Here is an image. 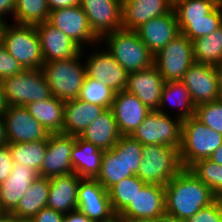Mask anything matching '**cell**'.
I'll list each match as a JSON object with an SVG mask.
<instances>
[{"mask_svg": "<svg viewBox=\"0 0 222 222\" xmlns=\"http://www.w3.org/2000/svg\"><path fill=\"white\" fill-rule=\"evenodd\" d=\"M222 25V2L207 15L206 20L191 21V24H178L179 31L194 41L207 36Z\"/></svg>", "mask_w": 222, "mask_h": 222, "instance_id": "cell-38", "label": "cell"}, {"mask_svg": "<svg viewBox=\"0 0 222 222\" xmlns=\"http://www.w3.org/2000/svg\"><path fill=\"white\" fill-rule=\"evenodd\" d=\"M39 176L32 167L14 163L8 178L0 185V205L4 212L12 213L33 181Z\"/></svg>", "mask_w": 222, "mask_h": 222, "instance_id": "cell-22", "label": "cell"}, {"mask_svg": "<svg viewBox=\"0 0 222 222\" xmlns=\"http://www.w3.org/2000/svg\"><path fill=\"white\" fill-rule=\"evenodd\" d=\"M165 187L157 184H145L136 196L118 216V222H145L164 214Z\"/></svg>", "mask_w": 222, "mask_h": 222, "instance_id": "cell-12", "label": "cell"}, {"mask_svg": "<svg viewBox=\"0 0 222 222\" xmlns=\"http://www.w3.org/2000/svg\"><path fill=\"white\" fill-rule=\"evenodd\" d=\"M78 137L99 149H112L121 137L112 109H106Z\"/></svg>", "mask_w": 222, "mask_h": 222, "instance_id": "cell-26", "label": "cell"}, {"mask_svg": "<svg viewBox=\"0 0 222 222\" xmlns=\"http://www.w3.org/2000/svg\"><path fill=\"white\" fill-rule=\"evenodd\" d=\"M185 222H222V199H217L209 206L201 208Z\"/></svg>", "mask_w": 222, "mask_h": 222, "instance_id": "cell-42", "label": "cell"}, {"mask_svg": "<svg viewBox=\"0 0 222 222\" xmlns=\"http://www.w3.org/2000/svg\"><path fill=\"white\" fill-rule=\"evenodd\" d=\"M2 42L7 52L24 69H41L44 59L41 52L40 38L33 25L5 24Z\"/></svg>", "mask_w": 222, "mask_h": 222, "instance_id": "cell-6", "label": "cell"}, {"mask_svg": "<svg viewBox=\"0 0 222 222\" xmlns=\"http://www.w3.org/2000/svg\"><path fill=\"white\" fill-rule=\"evenodd\" d=\"M47 0H16L14 20L16 24L36 26L49 17Z\"/></svg>", "mask_w": 222, "mask_h": 222, "instance_id": "cell-36", "label": "cell"}, {"mask_svg": "<svg viewBox=\"0 0 222 222\" xmlns=\"http://www.w3.org/2000/svg\"><path fill=\"white\" fill-rule=\"evenodd\" d=\"M145 222H185V220H181L165 212L164 214L153 219H149Z\"/></svg>", "mask_w": 222, "mask_h": 222, "instance_id": "cell-49", "label": "cell"}, {"mask_svg": "<svg viewBox=\"0 0 222 222\" xmlns=\"http://www.w3.org/2000/svg\"><path fill=\"white\" fill-rule=\"evenodd\" d=\"M8 106H26L52 97L51 89L41 69H23L2 80Z\"/></svg>", "mask_w": 222, "mask_h": 222, "instance_id": "cell-7", "label": "cell"}, {"mask_svg": "<svg viewBox=\"0 0 222 222\" xmlns=\"http://www.w3.org/2000/svg\"><path fill=\"white\" fill-rule=\"evenodd\" d=\"M13 215L11 213H4L0 216V222H13Z\"/></svg>", "mask_w": 222, "mask_h": 222, "instance_id": "cell-54", "label": "cell"}, {"mask_svg": "<svg viewBox=\"0 0 222 222\" xmlns=\"http://www.w3.org/2000/svg\"><path fill=\"white\" fill-rule=\"evenodd\" d=\"M24 68L6 50L3 42H0V80L18 74Z\"/></svg>", "mask_w": 222, "mask_h": 222, "instance_id": "cell-43", "label": "cell"}, {"mask_svg": "<svg viewBox=\"0 0 222 222\" xmlns=\"http://www.w3.org/2000/svg\"><path fill=\"white\" fill-rule=\"evenodd\" d=\"M167 102L177 108H181V112L178 111V117L182 120L195 115V106L190 97L189 90L180 80L166 81L163 84L161 101L157 111L164 114L162 107L165 106Z\"/></svg>", "mask_w": 222, "mask_h": 222, "instance_id": "cell-31", "label": "cell"}, {"mask_svg": "<svg viewBox=\"0 0 222 222\" xmlns=\"http://www.w3.org/2000/svg\"><path fill=\"white\" fill-rule=\"evenodd\" d=\"M222 0H178L173 10L178 24H191V21L206 20Z\"/></svg>", "mask_w": 222, "mask_h": 222, "instance_id": "cell-34", "label": "cell"}, {"mask_svg": "<svg viewBox=\"0 0 222 222\" xmlns=\"http://www.w3.org/2000/svg\"><path fill=\"white\" fill-rule=\"evenodd\" d=\"M82 177L76 173L49 178L50 188L46 207L62 214L77 209L78 188Z\"/></svg>", "mask_w": 222, "mask_h": 222, "instance_id": "cell-24", "label": "cell"}, {"mask_svg": "<svg viewBox=\"0 0 222 222\" xmlns=\"http://www.w3.org/2000/svg\"><path fill=\"white\" fill-rule=\"evenodd\" d=\"M135 31L154 55L180 33L173 9L165 15L148 20Z\"/></svg>", "mask_w": 222, "mask_h": 222, "instance_id": "cell-20", "label": "cell"}, {"mask_svg": "<svg viewBox=\"0 0 222 222\" xmlns=\"http://www.w3.org/2000/svg\"><path fill=\"white\" fill-rule=\"evenodd\" d=\"M104 150L76 137L71 150L73 172L82 178H95L101 167Z\"/></svg>", "mask_w": 222, "mask_h": 222, "instance_id": "cell-27", "label": "cell"}, {"mask_svg": "<svg viewBox=\"0 0 222 222\" xmlns=\"http://www.w3.org/2000/svg\"><path fill=\"white\" fill-rule=\"evenodd\" d=\"M207 127L222 134V99L195 107V115Z\"/></svg>", "mask_w": 222, "mask_h": 222, "instance_id": "cell-40", "label": "cell"}, {"mask_svg": "<svg viewBox=\"0 0 222 222\" xmlns=\"http://www.w3.org/2000/svg\"><path fill=\"white\" fill-rule=\"evenodd\" d=\"M5 212L3 211V209L1 208V205H0V216L2 215V214H4Z\"/></svg>", "mask_w": 222, "mask_h": 222, "instance_id": "cell-57", "label": "cell"}, {"mask_svg": "<svg viewBox=\"0 0 222 222\" xmlns=\"http://www.w3.org/2000/svg\"><path fill=\"white\" fill-rule=\"evenodd\" d=\"M135 175L128 171L125 162V151H120L116 146L110 150H104L101 167L95 179L108 191L113 185L122 179Z\"/></svg>", "mask_w": 222, "mask_h": 222, "instance_id": "cell-29", "label": "cell"}, {"mask_svg": "<svg viewBox=\"0 0 222 222\" xmlns=\"http://www.w3.org/2000/svg\"><path fill=\"white\" fill-rule=\"evenodd\" d=\"M79 4L80 0H47V5L50 11L59 8L71 7Z\"/></svg>", "mask_w": 222, "mask_h": 222, "instance_id": "cell-46", "label": "cell"}, {"mask_svg": "<svg viewBox=\"0 0 222 222\" xmlns=\"http://www.w3.org/2000/svg\"><path fill=\"white\" fill-rule=\"evenodd\" d=\"M35 27L40 38L44 62L69 59L83 51L65 33L47 21Z\"/></svg>", "mask_w": 222, "mask_h": 222, "instance_id": "cell-21", "label": "cell"}, {"mask_svg": "<svg viewBox=\"0 0 222 222\" xmlns=\"http://www.w3.org/2000/svg\"><path fill=\"white\" fill-rule=\"evenodd\" d=\"M49 188V178L38 176L11 214L18 218L32 219L42 208L46 207Z\"/></svg>", "mask_w": 222, "mask_h": 222, "instance_id": "cell-30", "label": "cell"}, {"mask_svg": "<svg viewBox=\"0 0 222 222\" xmlns=\"http://www.w3.org/2000/svg\"><path fill=\"white\" fill-rule=\"evenodd\" d=\"M114 96L112 89L86 75L78 99L108 109L112 106Z\"/></svg>", "mask_w": 222, "mask_h": 222, "instance_id": "cell-39", "label": "cell"}, {"mask_svg": "<svg viewBox=\"0 0 222 222\" xmlns=\"http://www.w3.org/2000/svg\"><path fill=\"white\" fill-rule=\"evenodd\" d=\"M172 9L170 0H122V27L136 30L148 20L165 15Z\"/></svg>", "mask_w": 222, "mask_h": 222, "instance_id": "cell-23", "label": "cell"}, {"mask_svg": "<svg viewBox=\"0 0 222 222\" xmlns=\"http://www.w3.org/2000/svg\"><path fill=\"white\" fill-rule=\"evenodd\" d=\"M93 33L103 41L106 34L122 29V0H80Z\"/></svg>", "mask_w": 222, "mask_h": 222, "instance_id": "cell-14", "label": "cell"}, {"mask_svg": "<svg viewBox=\"0 0 222 222\" xmlns=\"http://www.w3.org/2000/svg\"><path fill=\"white\" fill-rule=\"evenodd\" d=\"M182 122L178 115L172 120L167 113L152 110L131 136L142 145H167L180 150Z\"/></svg>", "mask_w": 222, "mask_h": 222, "instance_id": "cell-8", "label": "cell"}, {"mask_svg": "<svg viewBox=\"0 0 222 222\" xmlns=\"http://www.w3.org/2000/svg\"><path fill=\"white\" fill-rule=\"evenodd\" d=\"M33 222H64V214L48 207L42 208L33 218Z\"/></svg>", "mask_w": 222, "mask_h": 222, "instance_id": "cell-45", "label": "cell"}, {"mask_svg": "<svg viewBox=\"0 0 222 222\" xmlns=\"http://www.w3.org/2000/svg\"><path fill=\"white\" fill-rule=\"evenodd\" d=\"M64 103L65 101L52 96L31 102L25 108L50 134H55L63 132Z\"/></svg>", "mask_w": 222, "mask_h": 222, "instance_id": "cell-28", "label": "cell"}, {"mask_svg": "<svg viewBox=\"0 0 222 222\" xmlns=\"http://www.w3.org/2000/svg\"><path fill=\"white\" fill-rule=\"evenodd\" d=\"M47 22L65 33L81 49L85 42L100 41L101 43V40L93 33L86 13L80 5L50 11Z\"/></svg>", "mask_w": 222, "mask_h": 222, "instance_id": "cell-13", "label": "cell"}, {"mask_svg": "<svg viewBox=\"0 0 222 222\" xmlns=\"http://www.w3.org/2000/svg\"><path fill=\"white\" fill-rule=\"evenodd\" d=\"M105 110L103 106L90 104L78 98L65 101L62 133L78 137Z\"/></svg>", "mask_w": 222, "mask_h": 222, "instance_id": "cell-25", "label": "cell"}, {"mask_svg": "<svg viewBox=\"0 0 222 222\" xmlns=\"http://www.w3.org/2000/svg\"><path fill=\"white\" fill-rule=\"evenodd\" d=\"M77 209L92 222H118L108 191L95 178L81 179Z\"/></svg>", "mask_w": 222, "mask_h": 222, "instance_id": "cell-10", "label": "cell"}, {"mask_svg": "<svg viewBox=\"0 0 222 222\" xmlns=\"http://www.w3.org/2000/svg\"><path fill=\"white\" fill-rule=\"evenodd\" d=\"M4 18L0 17V42L2 41V33L4 26L6 24V21L3 20Z\"/></svg>", "mask_w": 222, "mask_h": 222, "instance_id": "cell-55", "label": "cell"}, {"mask_svg": "<svg viewBox=\"0 0 222 222\" xmlns=\"http://www.w3.org/2000/svg\"><path fill=\"white\" fill-rule=\"evenodd\" d=\"M48 140L29 143H7L14 163L29 166L38 174L47 151Z\"/></svg>", "mask_w": 222, "mask_h": 222, "instance_id": "cell-33", "label": "cell"}, {"mask_svg": "<svg viewBox=\"0 0 222 222\" xmlns=\"http://www.w3.org/2000/svg\"><path fill=\"white\" fill-rule=\"evenodd\" d=\"M7 143L48 140L50 133L24 106H7L3 112Z\"/></svg>", "mask_w": 222, "mask_h": 222, "instance_id": "cell-11", "label": "cell"}, {"mask_svg": "<svg viewBox=\"0 0 222 222\" xmlns=\"http://www.w3.org/2000/svg\"><path fill=\"white\" fill-rule=\"evenodd\" d=\"M13 222H33L32 219L13 217Z\"/></svg>", "mask_w": 222, "mask_h": 222, "instance_id": "cell-56", "label": "cell"}, {"mask_svg": "<svg viewBox=\"0 0 222 222\" xmlns=\"http://www.w3.org/2000/svg\"><path fill=\"white\" fill-rule=\"evenodd\" d=\"M86 75L109 87L115 93L126 87L128 72L107 50L90 55L86 62Z\"/></svg>", "mask_w": 222, "mask_h": 222, "instance_id": "cell-17", "label": "cell"}, {"mask_svg": "<svg viewBox=\"0 0 222 222\" xmlns=\"http://www.w3.org/2000/svg\"><path fill=\"white\" fill-rule=\"evenodd\" d=\"M6 130L4 125L3 114H0V146L6 145Z\"/></svg>", "mask_w": 222, "mask_h": 222, "instance_id": "cell-50", "label": "cell"}, {"mask_svg": "<svg viewBox=\"0 0 222 222\" xmlns=\"http://www.w3.org/2000/svg\"><path fill=\"white\" fill-rule=\"evenodd\" d=\"M173 4L175 3V2H177L178 0H170Z\"/></svg>", "mask_w": 222, "mask_h": 222, "instance_id": "cell-58", "label": "cell"}, {"mask_svg": "<svg viewBox=\"0 0 222 222\" xmlns=\"http://www.w3.org/2000/svg\"><path fill=\"white\" fill-rule=\"evenodd\" d=\"M64 222H92L85 214L78 209L72 210L64 215Z\"/></svg>", "mask_w": 222, "mask_h": 222, "instance_id": "cell-47", "label": "cell"}, {"mask_svg": "<svg viewBox=\"0 0 222 222\" xmlns=\"http://www.w3.org/2000/svg\"><path fill=\"white\" fill-rule=\"evenodd\" d=\"M111 109L121 136H131L152 111L135 95L125 90L115 93Z\"/></svg>", "mask_w": 222, "mask_h": 222, "instance_id": "cell-19", "label": "cell"}, {"mask_svg": "<svg viewBox=\"0 0 222 222\" xmlns=\"http://www.w3.org/2000/svg\"><path fill=\"white\" fill-rule=\"evenodd\" d=\"M195 63L216 67L222 61V25L207 36L192 41Z\"/></svg>", "mask_w": 222, "mask_h": 222, "instance_id": "cell-32", "label": "cell"}, {"mask_svg": "<svg viewBox=\"0 0 222 222\" xmlns=\"http://www.w3.org/2000/svg\"><path fill=\"white\" fill-rule=\"evenodd\" d=\"M13 159L6 145L0 146V185L8 178L13 168Z\"/></svg>", "mask_w": 222, "mask_h": 222, "instance_id": "cell-44", "label": "cell"}, {"mask_svg": "<svg viewBox=\"0 0 222 222\" xmlns=\"http://www.w3.org/2000/svg\"><path fill=\"white\" fill-rule=\"evenodd\" d=\"M146 183L137 175L122 179L108 190L109 199L114 213L118 216L131 202L137 192Z\"/></svg>", "mask_w": 222, "mask_h": 222, "instance_id": "cell-35", "label": "cell"}, {"mask_svg": "<svg viewBox=\"0 0 222 222\" xmlns=\"http://www.w3.org/2000/svg\"><path fill=\"white\" fill-rule=\"evenodd\" d=\"M166 213L186 220L218 198L189 169L183 168L165 186Z\"/></svg>", "mask_w": 222, "mask_h": 222, "instance_id": "cell-1", "label": "cell"}, {"mask_svg": "<svg viewBox=\"0 0 222 222\" xmlns=\"http://www.w3.org/2000/svg\"><path fill=\"white\" fill-rule=\"evenodd\" d=\"M15 7L16 0H0V17L3 18L4 14L11 13L14 18Z\"/></svg>", "mask_w": 222, "mask_h": 222, "instance_id": "cell-48", "label": "cell"}, {"mask_svg": "<svg viewBox=\"0 0 222 222\" xmlns=\"http://www.w3.org/2000/svg\"><path fill=\"white\" fill-rule=\"evenodd\" d=\"M198 179L207 185L218 199H222V166L210 159L194 162L189 168Z\"/></svg>", "mask_w": 222, "mask_h": 222, "instance_id": "cell-37", "label": "cell"}, {"mask_svg": "<svg viewBox=\"0 0 222 222\" xmlns=\"http://www.w3.org/2000/svg\"><path fill=\"white\" fill-rule=\"evenodd\" d=\"M180 81L188 88L195 107L220 99L218 76L214 66L194 63Z\"/></svg>", "mask_w": 222, "mask_h": 222, "instance_id": "cell-15", "label": "cell"}, {"mask_svg": "<svg viewBox=\"0 0 222 222\" xmlns=\"http://www.w3.org/2000/svg\"><path fill=\"white\" fill-rule=\"evenodd\" d=\"M81 55L82 52L69 59L44 62L41 67L52 95L60 100L79 97L86 77V66L79 62Z\"/></svg>", "mask_w": 222, "mask_h": 222, "instance_id": "cell-3", "label": "cell"}, {"mask_svg": "<svg viewBox=\"0 0 222 222\" xmlns=\"http://www.w3.org/2000/svg\"><path fill=\"white\" fill-rule=\"evenodd\" d=\"M215 68L218 76V91L222 99V61Z\"/></svg>", "mask_w": 222, "mask_h": 222, "instance_id": "cell-52", "label": "cell"}, {"mask_svg": "<svg viewBox=\"0 0 222 222\" xmlns=\"http://www.w3.org/2000/svg\"><path fill=\"white\" fill-rule=\"evenodd\" d=\"M164 83L158 68L153 65L144 70L128 73L124 90L135 95L150 110H158Z\"/></svg>", "mask_w": 222, "mask_h": 222, "instance_id": "cell-18", "label": "cell"}, {"mask_svg": "<svg viewBox=\"0 0 222 222\" xmlns=\"http://www.w3.org/2000/svg\"><path fill=\"white\" fill-rule=\"evenodd\" d=\"M7 102L4 97V88L2 80H0V114H3V112L7 109Z\"/></svg>", "mask_w": 222, "mask_h": 222, "instance_id": "cell-51", "label": "cell"}, {"mask_svg": "<svg viewBox=\"0 0 222 222\" xmlns=\"http://www.w3.org/2000/svg\"><path fill=\"white\" fill-rule=\"evenodd\" d=\"M115 146L120 151H125L128 171L136 175L143 157V145L132 136H121Z\"/></svg>", "mask_w": 222, "mask_h": 222, "instance_id": "cell-41", "label": "cell"}, {"mask_svg": "<svg viewBox=\"0 0 222 222\" xmlns=\"http://www.w3.org/2000/svg\"><path fill=\"white\" fill-rule=\"evenodd\" d=\"M194 63L192 41L181 32L154 56V65L165 82L181 80Z\"/></svg>", "mask_w": 222, "mask_h": 222, "instance_id": "cell-9", "label": "cell"}, {"mask_svg": "<svg viewBox=\"0 0 222 222\" xmlns=\"http://www.w3.org/2000/svg\"><path fill=\"white\" fill-rule=\"evenodd\" d=\"M222 145V134L207 127L195 116L182 122L180 161L188 169L194 162L209 159Z\"/></svg>", "mask_w": 222, "mask_h": 222, "instance_id": "cell-2", "label": "cell"}, {"mask_svg": "<svg viewBox=\"0 0 222 222\" xmlns=\"http://www.w3.org/2000/svg\"><path fill=\"white\" fill-rule=\"evenodd\" d=\"M182 169L178 148L143 145V157L136 175L147 184L165 186Z\"/></svg>", "mask_w": 222, "mask_h": 222, "instance_id": "cell-5", "label": "cell"}, {"mask_svg": "<svg viewBox=\"0 0 222 222\" xmlns=\"http://www.w3.org/2000/svg\"><path fill=\"white\" fill-rule=\"evenodd\" d=\"M108 51L128 72H136L154 65V54L139 38L135 30L120 29L103 37Z\"/></svg>", "mask_w": 222, "mask_h": 222, "instance_id": "cell-4", "label": "cell"}, {"mask_svg": "<svg viewBox=\"0 0 222 222\" xmlns=\"http://www.w3.org/2000/svg\"><path fill=\"white\" fill-rule=\"evenodd\" d=\"M209 159L222 166V145L211 155Z\"/></svg>", "mask_w": 222, "mask_h": 222, "instance_id": "cell-53", "label": "cell"}, {"mask_svg": "<svg viewBox=\"0 0 222 222\" xmlns=\"http://www.w3.org/2000/svg\"><path fill=\"white\" fill-rule=\"evenodd\" d=\"M75 140L76 136L73 135L50 134L39 176L52 178L73 173L71 150Z\"/></svg>", "mask_w": 222, "mask_h": 222, "instance_id": "cell-16", "label": "cell"}]
</instances>
